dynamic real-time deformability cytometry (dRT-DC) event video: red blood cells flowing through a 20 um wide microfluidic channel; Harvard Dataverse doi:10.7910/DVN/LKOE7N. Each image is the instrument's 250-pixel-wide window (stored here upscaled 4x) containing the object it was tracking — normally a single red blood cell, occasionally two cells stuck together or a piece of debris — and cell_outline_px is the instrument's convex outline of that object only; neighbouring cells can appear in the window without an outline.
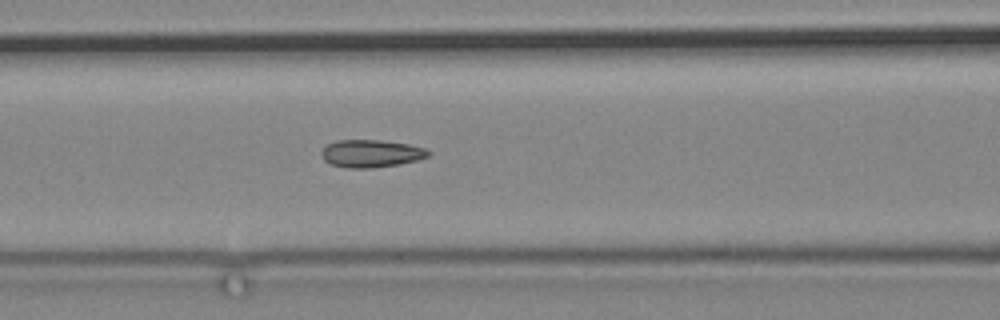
{"species": "common noctule bat (a hibernating species)", "species_latin": "Nyctalus noctula", "temperature_condition": "cold", "stored_images_in_passage": 3, "camera_frame_rate_fps": 3000, "um_per_image_px": 0.085, "animal": {"sex": "male", "body_mass_g": 19.2, "forearm_length_mm": 51.8}, "frame": {"image": 1, "passage_image": 3, "time_ms": 2.333, "image_size_px": [1000, 320], "cell_outline_px": [[428, 156], [416, 160], [400, 164], [372, 168], [348, 168], [332, 164], [324, 160], [320, 152], [328, 144], [336, 140], [380, 140], [408, 144], [424, 148], [428, 152]], "centroid_in_image_um": [31.51, 13.05], "position_along_channel_um": 135.1, "area_um2": 16.99}}